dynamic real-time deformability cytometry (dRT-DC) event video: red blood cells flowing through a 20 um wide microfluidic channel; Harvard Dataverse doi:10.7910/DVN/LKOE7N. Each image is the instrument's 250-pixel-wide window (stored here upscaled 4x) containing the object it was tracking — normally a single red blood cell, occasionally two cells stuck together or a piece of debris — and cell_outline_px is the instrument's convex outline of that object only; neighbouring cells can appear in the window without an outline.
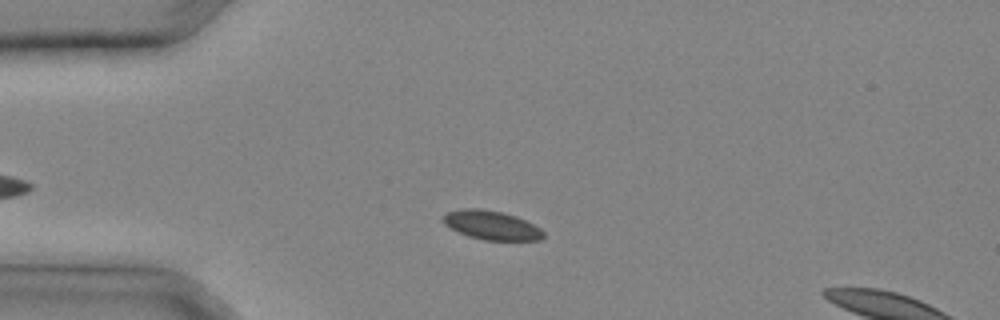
{"species": "common noctule bat (a hibernating species)", "species_latin": "Nyctalus noctula", "temperature_condition": "cold", "stored_images_in_passage": 7, "camera_frame_rate_fps": 3000, "um_per_image_px": 0.085, "animal": {"sex": "male", "body_mass_g": 20.4}, "frame": {"image": 1, "passage_image": 5, "time_ms": 1.333, "image_size_px": [1000, 320], "cell_outline_px": [[544, 236], [540, 240], [484, 240], [468, 236], [444, 224], [444, 216], [448, 212], [464, 208], [480, 208], [500, 212], [516, 216], [540, 228], [544, 232]], "centroid_in_image_um": [41.8, 19.14], "position_along_channel_um": 43.2, "area_um2": 16.65}}